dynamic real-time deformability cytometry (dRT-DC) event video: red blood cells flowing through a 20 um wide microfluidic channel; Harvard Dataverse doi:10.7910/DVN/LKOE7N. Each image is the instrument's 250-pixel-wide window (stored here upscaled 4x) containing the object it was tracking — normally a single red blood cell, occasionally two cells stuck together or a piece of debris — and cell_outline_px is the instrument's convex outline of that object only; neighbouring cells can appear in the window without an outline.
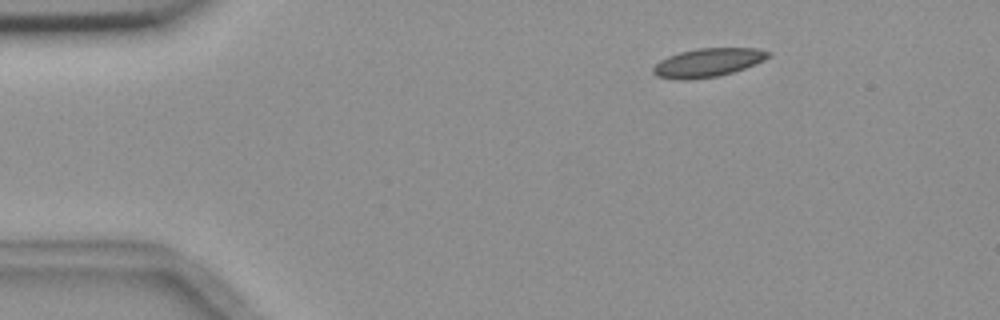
{"species": "common noctule bat (a hibernating species)", "species_latin": "Nyctalus noctula", "temperature_condition": "room temperature", "stored_images_in_passage": 4, "camera_frame_rate_fps": 3000, "um_per_image_px": 0.085, "animal": {"sex": "female", "body_mass_g": 18.4}, "frame": {"image": 1, "passage_image": 1, "time_ms": 0.0, "image_size_px": [1000, 320], "cell_outline_px": [[772, 56], [756, 64], [720, 76], [688, 80], [680, 80], [656, 76], [652, 72], [652, 68], [660, 60], [668, 56], [680, 52], [696, 48], [756, 48], [772, 52]], "centroid_in_image_um": [60.18, 5.32], "position_along_channel_um": 24.8, "area_um2": 19.36}}